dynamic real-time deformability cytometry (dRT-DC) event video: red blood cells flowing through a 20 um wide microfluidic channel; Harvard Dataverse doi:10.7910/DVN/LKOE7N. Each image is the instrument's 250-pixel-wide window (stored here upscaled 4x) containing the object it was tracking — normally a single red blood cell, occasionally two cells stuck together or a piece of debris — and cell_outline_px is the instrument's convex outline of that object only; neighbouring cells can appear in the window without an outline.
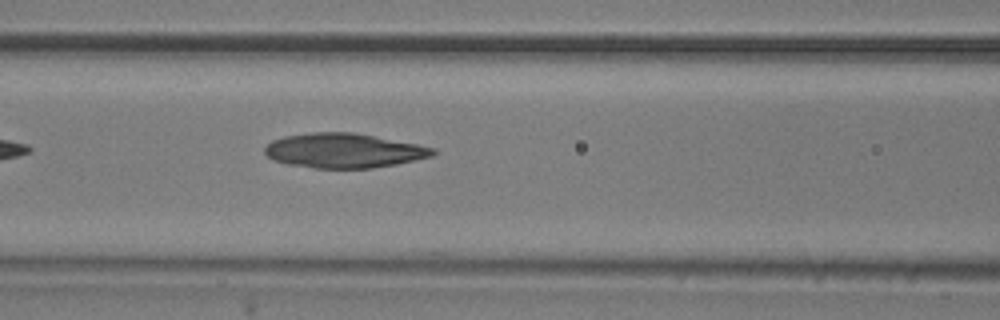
{"species": "common noctule bat (a hibernating species)", "species_latin": "Nyctalus noctula", "temperature_condition": "room temperature", "stored_images_in_passage": 6, "camera_frame_rate_fps": 3000, "um_per_image_px": 0.085, "animal": {"sex": "male", "body_mass_g": 20.5, "forearm_length_mm": 52.5}, "frame": {"image": 1, "passage_image": 6, "time_ms": 1.667, "image_size_px": [1000, 320], "cell_outline_px": [[436, 152], [432, 156], [396, 164], [372, 168], [316, 168], [288, 164], [276, 160], [268, 156], [264, 152], [264, 148], [272, 140], [284, 136], [312, 132], [352, 132], [416, 144], [436, 148]], "centroid_in_image_um": [29.22, 12.8], "position_along_channel_um": 137.4, "area_um2": 33.58}}